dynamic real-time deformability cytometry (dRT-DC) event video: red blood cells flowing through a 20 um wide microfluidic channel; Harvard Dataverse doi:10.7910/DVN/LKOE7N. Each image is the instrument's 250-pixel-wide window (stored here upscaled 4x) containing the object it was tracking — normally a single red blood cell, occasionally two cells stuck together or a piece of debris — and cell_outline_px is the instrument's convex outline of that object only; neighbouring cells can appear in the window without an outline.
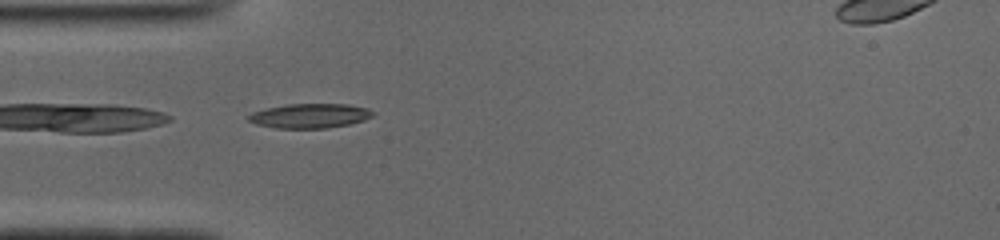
{"species": "common noctule bat (a hibernating species)", "species_latin": "Nyctalus noctula", "temperature_condition": "cold", "stored_images_in_passage": 35, "camera_frame_rate_fps": 3000, "um_per_image_px": 0.085, "animal": {"sex": "male", "body_mass_g": 19.0, "forearm_length_mm": 50.8}, "frame": {"image": 1, "passage_image": 1, "time_ms": 0.0, "image_size_px": [1000, 240], "cell_outline_px": [[376, 112], [372, 116], [364, 120], [352, 124], [328, 128], [276, 128], [256, 124], [248, 120], [248, 116], [252, 112], [268, 108], [288, 104], [348, 104], [368, 108]], "centroid_in_image_um": [26.39, 9.85], "position_along_channel_um": 58.6, "area_um2": 17.8}}
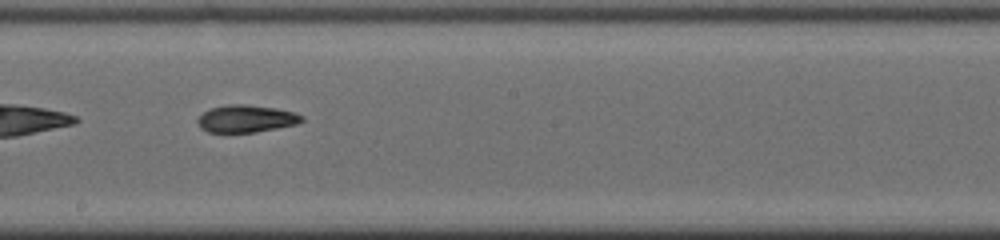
{"frame": {"image": 2, "passage_image": 14, "time_ms": 4.333, "image_size_px": [1000, 240], "cell_outline_px": [[304, 120], [296, 124], [256, 132], [208, 132], [200, 128], [196, 120], [204, 112], [212, 108], [228, 104], [244, 104], [276, 108], [292, 112], [304, 116]], "centroid_in_image_um": [20.91, 10.09], "position_along_channel_um": 227.3, "area_um2": 16.47}}
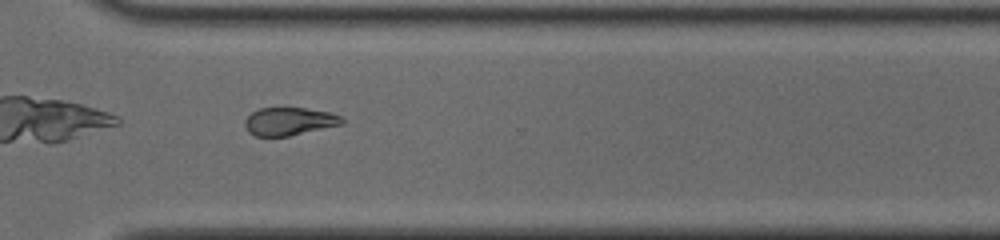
{"frame": {"image": 3, "passage_image": 23, "time_ms": 7.333, "image_size_px": [1000, 240], "cell_outline_px": [[344, 124], [288, 136], [256, 136], [248, 132], [244, 124], [244, 120], [252, 112], [260, 108], [280, 104], [332, 112], [340, 116], [344, 120]], "centroid_in_image_um": [24.57, 10.26], "position_along_channel_um": 346.0, "area_um2": 16.53}, "authors_computed_cell_mechanics": {"area_um2": 17.1088, "velocity_mm_per_s": 3.936, "shape_relaxation_time_tau1_ms": 6.467, "shape_relaxation_time_tau2_ms": 10.9015, "deformation_change_tau1": 0.2057, "deformation_change_tau2": 0.1707}}